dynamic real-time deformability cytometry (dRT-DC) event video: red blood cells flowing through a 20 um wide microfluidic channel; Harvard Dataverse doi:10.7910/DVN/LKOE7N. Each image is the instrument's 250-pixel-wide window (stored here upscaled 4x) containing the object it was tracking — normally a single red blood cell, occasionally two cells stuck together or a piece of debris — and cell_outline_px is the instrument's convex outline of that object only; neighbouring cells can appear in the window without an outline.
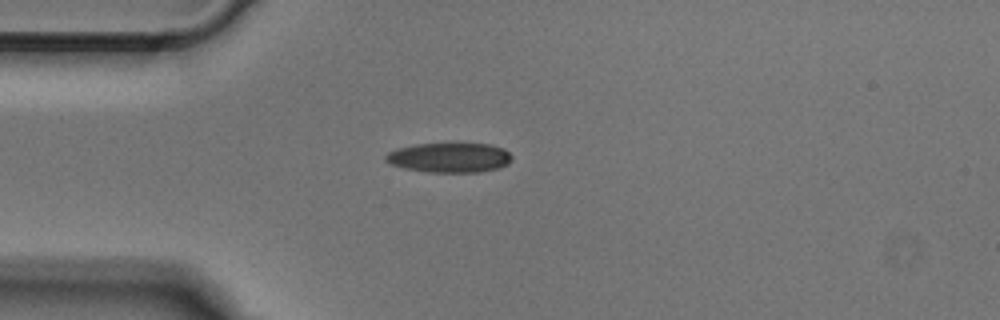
{"species": "Egyptian fruit bat (a non-hibernating species)", "species_latin": "Rousettus aegyptiacus", "temperature_condition": "cold", "stored_images_in_passage": 38, "camera_frame_rate_fps": 3000, "um_per_image_px": 0.085, "animal": {"sex": "male"}, "frame": {"image": 1, "passage_image": 1, "time_ms": 0.0, "image_size_px": [1000, 320], "cell_outline_px": [[512, 160], [508, 164], [500, 168], [480, 172], [428, 172], [404, 168], [392, 164], [384, 160], [384, 156], [388, 152], [396, 148], [416, 144], [452, 140], [456, 140], [492, 144], [504, 148], [512, 156]], "centroid_in_image_um": [38.24, 13.33], "position_along_channel_um": 46.8, "area_um2": 23.12}}
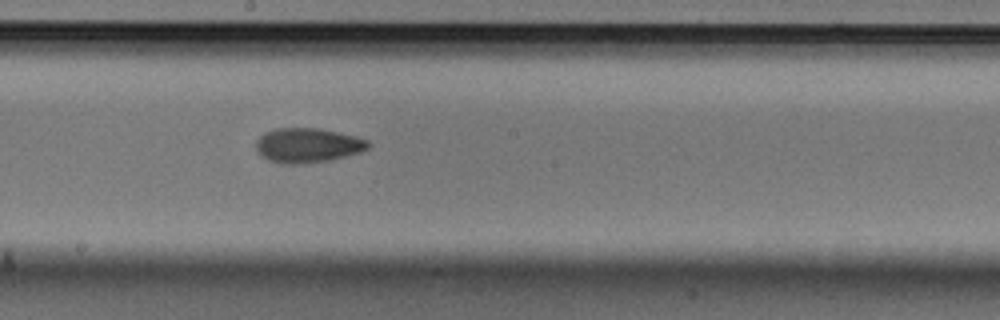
{"frame": {"image": 2, "passage_image": 15, "time_ms": 4.667, "image_size_px": [1000, 320], "cell_outline_px": [[372, 144], [368, 148], [360, 152], [328, 160], [296, 164], [280, 164], [268, 160], [260, 156], [256, 152], [256, 140], [264, 132], [276, 128], [320, 128], [356, 136], [368, 140]], "centroid_in_image_um": [26.12, 12.34], "position_along_channel_um": 222.1, "area_um2": 22.77}}
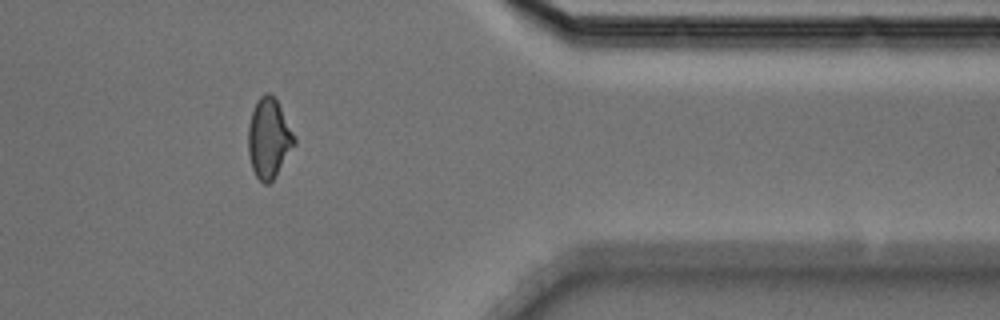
{"frame": {"image": 3, "passage_image": 29, "time_ms": 9.333, "image_size_px": [1000, 320], "cell_outline_px": [[296, 144], [276, 176], [268, 184], [264, 184], [256, 176], [252, 168], [248, 152], [248, 128], [252, 112], [260, 96], [264, 92], [268, 92], [276, 100], [296, 140]], "centroid_in_image_um": [22.85, 11.8], "position_along_channel_um": 388.6, "area_um2": 21.1}}